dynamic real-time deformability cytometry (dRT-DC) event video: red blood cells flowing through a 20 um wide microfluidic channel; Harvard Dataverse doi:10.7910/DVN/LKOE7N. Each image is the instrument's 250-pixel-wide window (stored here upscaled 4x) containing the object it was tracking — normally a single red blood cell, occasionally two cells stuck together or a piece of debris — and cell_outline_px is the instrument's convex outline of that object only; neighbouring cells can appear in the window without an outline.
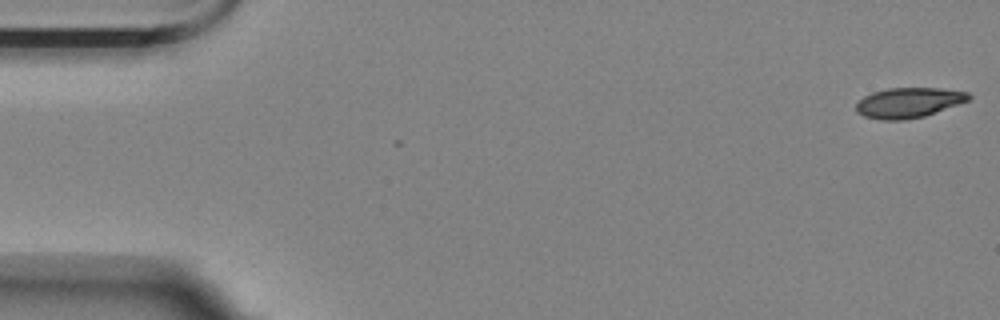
{"species": "Egyptian fruit bat (a non-hibernating species)", "species_latin": "Rousettus aegyptiacus", "temperature_condition": "room temperature", "stored_images_in_passage": 3, "camera_frame_rate_fps": 3000, "um_per_image_px": 0.085, "animal": {"sex": "female"}, "frame": {"image": 1, "passage_image": 1, "time_ms": 0.0, "image_size_px": [1000, 320], "cell_outline_px": [[972, 96], [968, 100], [924, 116], [904, 120], [880, 120], [864, 116], [856, 112], [856, 104], [864, 96], [872, 92], [888, 88], [940, 88], [968, 92]], "centroid_in_image_um": [77.2, 8.72], "position_along_channel_um": 7.8, "area_um2": 19.65}}